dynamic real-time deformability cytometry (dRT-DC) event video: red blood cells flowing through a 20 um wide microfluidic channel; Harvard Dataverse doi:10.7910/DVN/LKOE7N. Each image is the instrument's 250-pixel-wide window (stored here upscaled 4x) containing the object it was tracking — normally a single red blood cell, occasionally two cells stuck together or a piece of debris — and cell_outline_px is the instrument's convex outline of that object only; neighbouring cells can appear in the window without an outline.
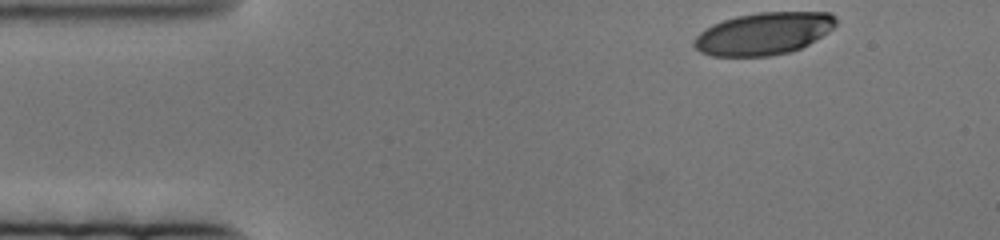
{"species": "human", "species_latin": "Homo sapiens", "temperature_condition": "cold", "stored_images_in_passage": 73, "camera_frame_rate_fps": 3000, "um_per_image_px": 0.085, "donor": {"sex": "female"}, "frame": {"image": 1, "passage_image": 1, "time_ms": 0.0, "image_size_px": [1000, 240], "cell_outline_px": [[836, 24], [828, 32], [808, 44], [792, 52], [768, 56], [712, 56], [700, 52], [692, 44], [696, 36], [704, 28], [712, 24], [736, 16], [760, 12], [832, 12], [836, 16]], "centroid_in_image_um": [64.9, 2.85], "position_along_channel_um": 20.1, "area_um2": 35.08}}
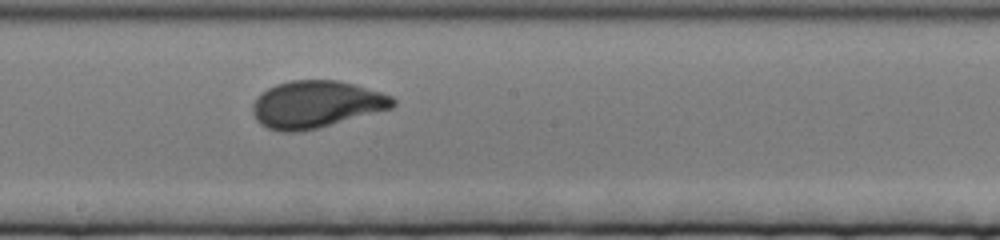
{"frame": {"image": 2, "passage_image": 35, "time_ms": 11.333, "image_size_px": [1000, 240], "cell_outline_px": [[396, 104], [392, 108], [316, 128], [300, 132], [280, 132], [268, 128], [260, 124], [256, 120], [252, 112], [252, 104], [268, 88], [276, 84], [292, 80], [336, 80], [356, 84], [392, 96], [396, 100]], "centroid_in_image_um": [26.87, 8.87], "position_along_channel_um": 221.3, "area_um2": 38.32}}
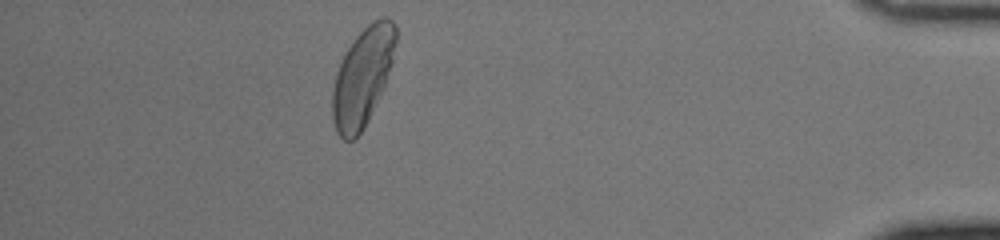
{"frame": {"image": 3, "passage_image": 64, "time_ms": 21.0, "image_size_px": [1000, 240], "cell_outline_px": [[396, 40], [392, 60], [384, 88], [364, 128], [352, 140], [344, 140], [336, 132], [332, 120], [332, 88], [336, 72], [348, 48], [356, 36], [368, 24], [384, 16], [392, 20], [396, 24]], "centroid_in_image_um": [30.81, 6.56], "position_along_channel_um": 404.4, "area_um2": 36.01}}